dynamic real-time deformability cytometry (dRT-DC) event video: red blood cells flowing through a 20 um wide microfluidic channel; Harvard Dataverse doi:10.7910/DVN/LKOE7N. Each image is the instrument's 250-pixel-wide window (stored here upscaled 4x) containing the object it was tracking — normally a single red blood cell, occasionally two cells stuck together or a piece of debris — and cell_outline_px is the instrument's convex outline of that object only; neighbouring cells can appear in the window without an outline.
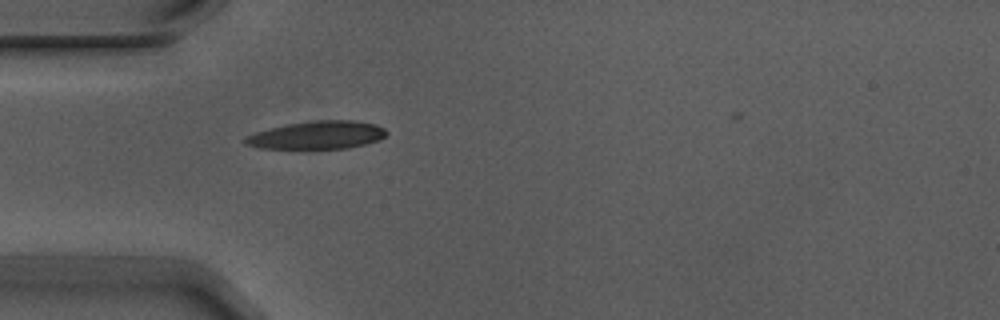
{"species": "Egyptian fruit bat (a non-hibernating species)", "species_latin": "Rousettus aegyptiacus", "temperature_condition": "warm", "stored_images_in_passage": 1, "camera_frame_rate_fps": 3000, "um_per_image_px": 0.085, "animal": {"sex": "male"}, "frame": {"image": 1, "passage_image": 1, "time_ms": 0.0, "image_size_px": [1000, 320], "cell_outline_px": [[388, 132], [380, 140], [348, 148], [260, 148], [244, 144], [244, 140], [248, 136], [256, 132], [288, 124], [312, 120], [356, 120], [376, 124], [384, 128]], "centroid_in_image_um": [27.02, 11.47], "position_along_channel_um": 58.0, "area_um2": 22.83}}